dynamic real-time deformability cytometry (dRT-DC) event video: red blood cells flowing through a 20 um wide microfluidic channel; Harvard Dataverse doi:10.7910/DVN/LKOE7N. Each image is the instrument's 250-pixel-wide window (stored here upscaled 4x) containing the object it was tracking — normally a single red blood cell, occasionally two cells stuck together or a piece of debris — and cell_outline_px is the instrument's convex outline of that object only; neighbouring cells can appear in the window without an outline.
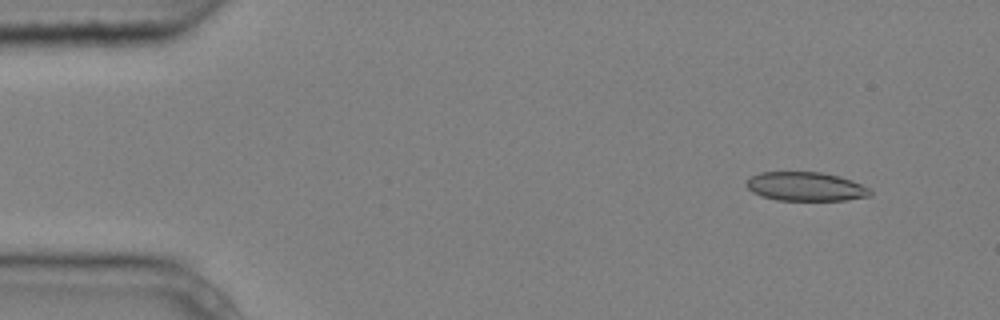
{"species": "common noctule bat (a hibernating species)", "species_latin": "Nyctalus noctula", "temperature_condition": "cold", "stored_images_in_passage": 3, "camera_frame_rate_fps": 3000, "um_per_image_px": 0.085, "animal": {"sex": "male", "body_mass_g": 20.4}, "frame": {"image": 1, "passage_image": 1, "time_ms": 0.0, "image_size_px": [1000, 320], "cell_outline_px": [[872, 196], [844, 200], [776, 200], [760, 196], [752, 192], [744, 184], [752, 176], [760, 172], [820, 172], [840, 176], [852, 180], [868, 188], [872, 192]], "centroid_in_image_um": [68.47, 15.86], "position_along_channel_um": 16.5, "area_um2": 20.92}}
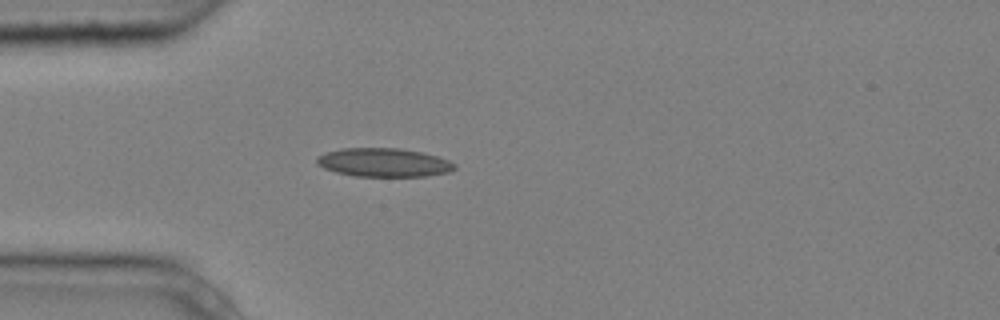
{"frame": {"image": 2, "passage_image": 3, "time_ms": 0.667, "image_size_px": [1000, 320], "cell_outline_px": [[456, 168], [448, 172], [424, 176], [356, 176], [336, 172], [324, 168], [316, 164], [316, 156], [324, 152], [340, 148], [400, 148], [420, 152], [436, 156], [448, 160], [456, 164]], "centroid_in_image_um": [32.57, 13.8], "position_along_channel_um": 52.4, "area_um2": 23.0}}